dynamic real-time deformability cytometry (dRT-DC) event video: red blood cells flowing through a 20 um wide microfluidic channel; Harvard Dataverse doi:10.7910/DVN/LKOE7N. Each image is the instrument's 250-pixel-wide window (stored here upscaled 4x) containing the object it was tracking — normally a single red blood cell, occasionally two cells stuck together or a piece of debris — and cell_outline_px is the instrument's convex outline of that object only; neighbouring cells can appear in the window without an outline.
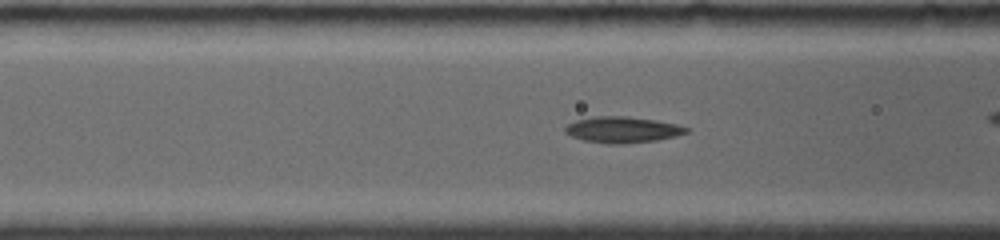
{"species": "common noctule bat (a hibernating species)", "species_latin": "Nyctalus noctula", "temperature_condition": "room temperature", "stored_images_in_passage": 21, "camera_frame_rate_fps": 4000, "um_per_image_px": 0.085, "animal": {"sex": "female", "body_mass_g": 19.0, "forearm_length_mm": 56.7}, "frame": {"image": 1, "passage_image": 15, "time_ms": 5.5, "image_size_px": [1000, 240], "cell_outline_px": [[688, 132], [676, 136], [656, 140], [624, 144], [608, 144], [584, 140], [572, 136], [564, 132], [564, 128], [568, 124], [576, 120], [592, 116], [628, 116], [656, 120], [676, 124], [688, 128]], "centroid_in_image_um": [52.89, 11.02], "position_along_channel_um": 113.7, "area_um2": 18.44}}
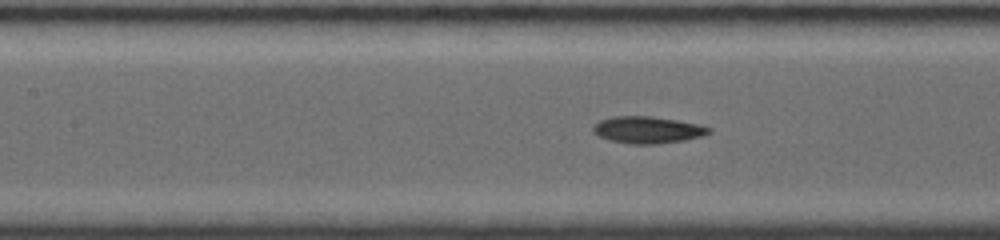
{"frame": {"image": 2, "passage_image": 18, "time_ms": 6.5, "image_size_px": [1000, 240], "cell_outline_px": [[712, 132], [700, 136], [684, 140], [652, 144], [632, 144], [608, 140], [592, 132], [592, 128], [600, 120], [612, 116], [652, 116], [700, 124], [712, 128]], "centroid_in_image_um": [55.04, 11.03], "position_along_channel_um": 152.4, "area_um2": 18.09}}